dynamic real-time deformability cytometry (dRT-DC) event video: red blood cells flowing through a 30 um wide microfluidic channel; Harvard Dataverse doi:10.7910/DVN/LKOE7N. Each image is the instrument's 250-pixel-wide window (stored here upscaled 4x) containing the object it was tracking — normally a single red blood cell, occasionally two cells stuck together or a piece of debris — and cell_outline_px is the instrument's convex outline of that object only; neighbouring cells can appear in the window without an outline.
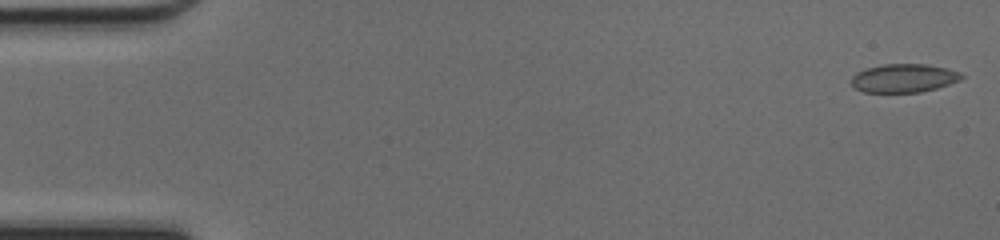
{"species": "common noctule bat (a hibernating species)", "species_latin": "Nyctalus noctula", "temperature_condition": "cold", "stored_images_in_passage": 48, "camera_frame_rate_fps": 3000, "um_per_image_px": 0.085, "animal": {"sex": "female", "body_mass_g": 17.0, "forearm_length_mm": 48.0}, "frame": {"image": 1, "passage_image": 1, "time_ms": 0.0, "image_size_px": [1000, 240], "cell_outline_px": [[964, 76], [960, 80], [936, 88], [920, 92], [864, 92], [856, 88], [852, 84], [852, 76], [856, 72], [864, 68], [884, 64], [928, 64], [948, 68], [960, 72]], "centroid_in_image_um": [76.82, 6.63], "position_along_channel_um": 8.2, "area_um2": 18.32}}
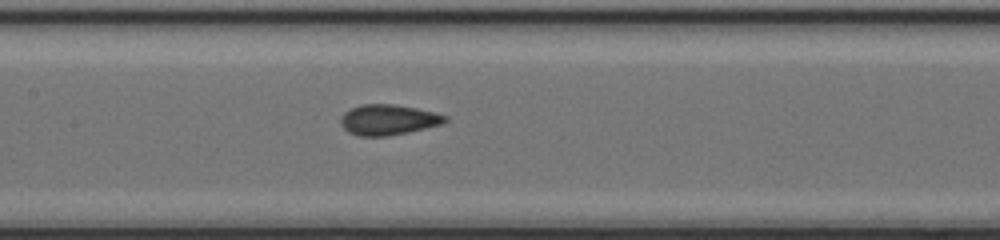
{"frame": {"image": 2, "passage_image": 23, "time_ms": 7.333, "image_size_px": [1000, 240], "cell_outline_px": [[448, 120], [444, 124], [408, 132], [388, 136], [360, 136], [348, 132], [340, 124], [340, 116], [344, 112], [360, 104], [392, 104], [416, 108], [436, 112], [448, 116]], "centroid_in_image_um": [33.01, 10.18], "position_along_channel_um": 174.4, "area_um2": 18.73}}
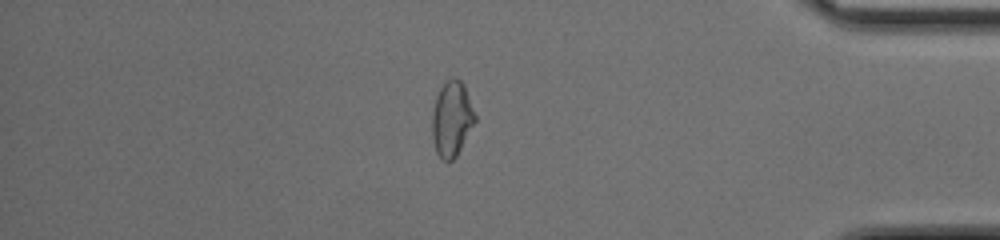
{"frame": {"image": 3, "passage_image": 41, "time_ms": 13.333, "image_size_px": [1000, 240], "cell_outline_px": [[476, 120], [456, 156], [448, 164], [436, 152], [432, 140], [432, 112], [436, 96], [440, 88], [452, 76], [456, 76], [464, 84], [476, 116]], "centroid_in_image_um": [38.39, 10.1], "position_along_channel_um": 396.8, "area_um2": 18.84}, "authors_computed_cell_mechanics": {"area_um2": 18.4671, "velocity_mm_per_s": 4.282, "shape_relaxation_time_tau1_ms": 11.3429, "shape_relaxation_time_tau2_ms": 1.4192, "deformation_change_tau1": 0.1829, "deformation_change_tau2": 0.0653}}